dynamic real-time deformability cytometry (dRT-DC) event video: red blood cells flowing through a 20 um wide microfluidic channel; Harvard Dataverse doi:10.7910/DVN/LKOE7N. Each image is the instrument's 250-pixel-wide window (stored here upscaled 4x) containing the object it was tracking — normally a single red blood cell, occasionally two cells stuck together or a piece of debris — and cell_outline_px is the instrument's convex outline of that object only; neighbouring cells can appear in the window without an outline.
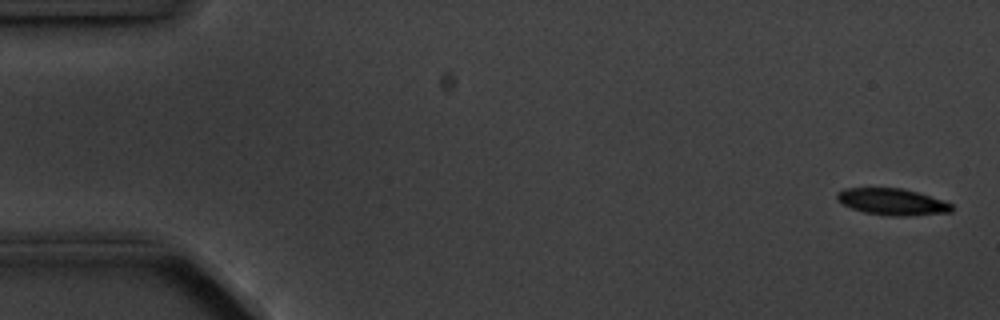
{"species": "common noctule bat (a hibernating species)", "species_latin": "Nyctalus noctula", "temperature_condition": "cold", "stored_images_in_passage": 5, "camera_frame_rate_fps": 3000, "um_per_image_px": 0.085, "animal": {"sex": "male", "body_mass_g": 20.1, "forearm_length_mm": 53.5}, "frame": {"image": 1, "passage_image": 1, "time_ms": 0.0, "image_size_px": [1000, 320], "cell_outline_px": [[952, 212], [908, 216], [888, 216], [864, 212], [852, 208], [836, 200], [836, 196], [844, 188], [900, 188], [916, 192], [952, 204]], "centroid_in_image_um": [75.82, 17.16], "position_along_channel_um": 9.2, "area_um2": 17.51}}